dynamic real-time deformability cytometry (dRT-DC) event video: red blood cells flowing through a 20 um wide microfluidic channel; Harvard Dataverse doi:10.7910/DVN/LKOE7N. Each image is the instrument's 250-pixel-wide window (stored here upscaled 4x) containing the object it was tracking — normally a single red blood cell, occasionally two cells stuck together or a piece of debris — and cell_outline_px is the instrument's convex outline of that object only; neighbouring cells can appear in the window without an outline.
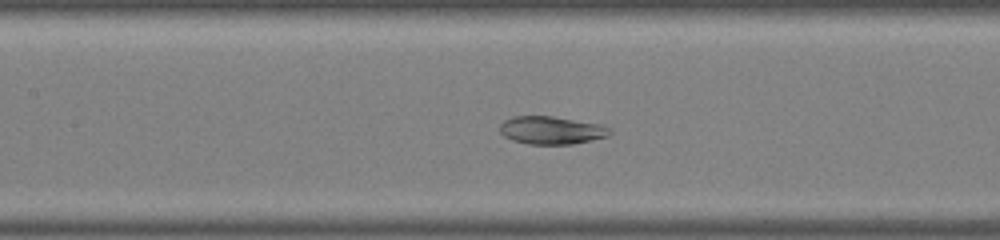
{"species": "common noctule bat (a hibernating species)", "species_latin": "Nyctalus noctula", "temperature_condition": "warm", "stored_images_in_passage": 46, "camera_frame_rate_fps": 3000, "um_per_image_px": 0.085, "animal": {"sex": "male", "body_mass_g": 19.0, "forearm_length_mm": 50.8}, "frame": {"image": 1, "passage_image": 20, "time_ms": 6.333, "image_size_px": [1000, 240], "cell_outline_px": [[612, 132], [608, 136], [592, 140], [572, 144], [528, 144], [512, 140], [504, 136], [500, 132], [500, 124], [504, 120], [512, 116], [552, 116], [600, 124], [608, 128]], "centroid_in_image_um": [46.84, 11.07], "position_along_channel_um": 160.6, "area_um2": 17.86}}
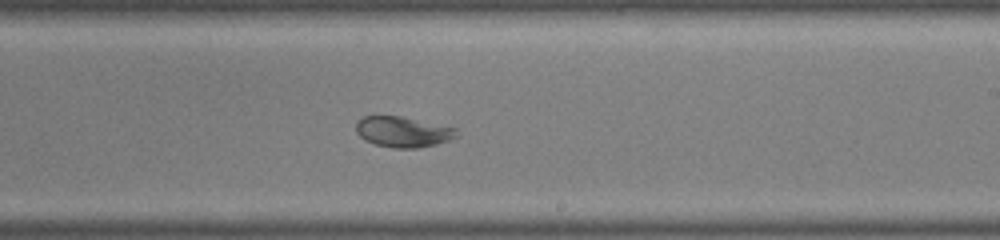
{"frame": {"image": 2, "passage_image": 27, "time_ms": 8.667, "image_size_px": [1000, 240], "cell_outline_px": [[460, 136], [436, 144], [416, 148], [392, 148], [376, 144], [364, 140], [356, 132], [356, 120], [364, 116], [400, 116], [456, 128]], "centroid_in_image_um": [34.24, 11.21], "position_along_channel_um": 254.8, "area_um2": 17.92}}
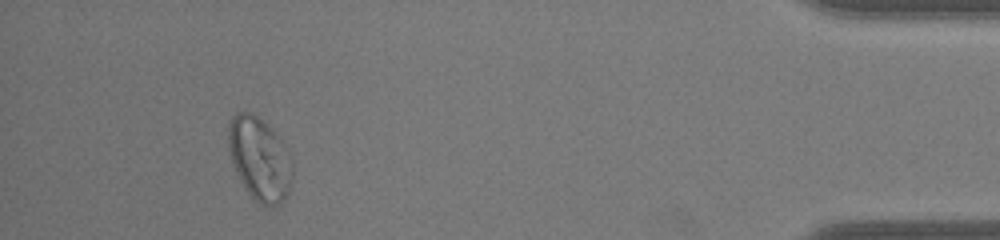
{"frame": {"image": 3, "passage_image": 43, "time_ms": 14.0, "image_size_px": [1000, 240], "cell_outline_px": [[292, 180], [288, 192], [284, 200], [280, 204], [256, 204], [240, 180], [232, 164], [228, 148], [228, 124], [232, 116], [236, 112], [244, 108], [252, 112], [264, 120], [276, 132], [288, 148], [292, 156]], "centroid_in_image_um": [22.06, 13.43], "position_along_channel_um": 413.1, "area_um2": 31.91}}